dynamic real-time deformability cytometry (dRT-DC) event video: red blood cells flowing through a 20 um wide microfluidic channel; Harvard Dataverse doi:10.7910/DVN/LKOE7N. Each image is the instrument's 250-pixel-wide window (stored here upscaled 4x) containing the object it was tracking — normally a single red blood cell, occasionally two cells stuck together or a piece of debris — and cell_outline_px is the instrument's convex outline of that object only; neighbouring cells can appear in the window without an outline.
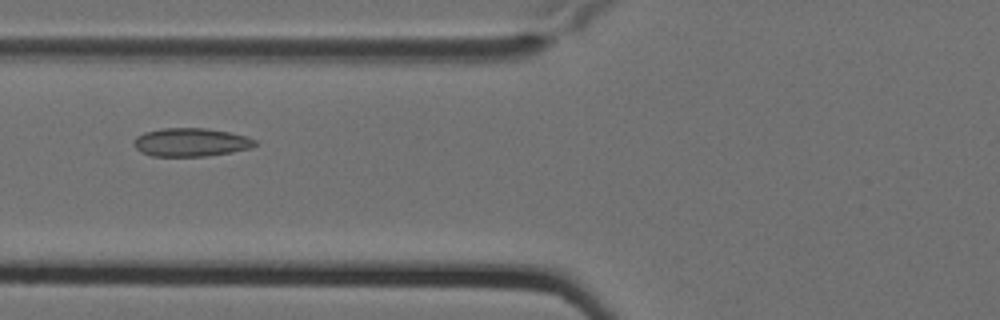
{"species": "Egyptian fruit bat (a non-hibernating species)", "species_latin": "Rousettus aegyptiacus", "temperature_condition": "cold", "stored_images_in_passage": 7, "camera_frame_rate_fps": 3000, "um_per_image_px": 0.085, "animal": {"sex": "female"}, "frame": {"image": 1, "passage_image": 4, "time_ms": 1.0, "image_size_px": [1000, 320], "cell_outline_px": [[260, 144], [252, 148], [232, 152], [208, 156], [152, 156], [140, 152], [132, 144], [136, 136], [144, 132], [160, 128], [208, 128], [248, 136], [256, 140]], "centroid_in_image_um": [16.25, 12.09], "position_along_channel_um": 109.6, "area_um2": 20.4}}
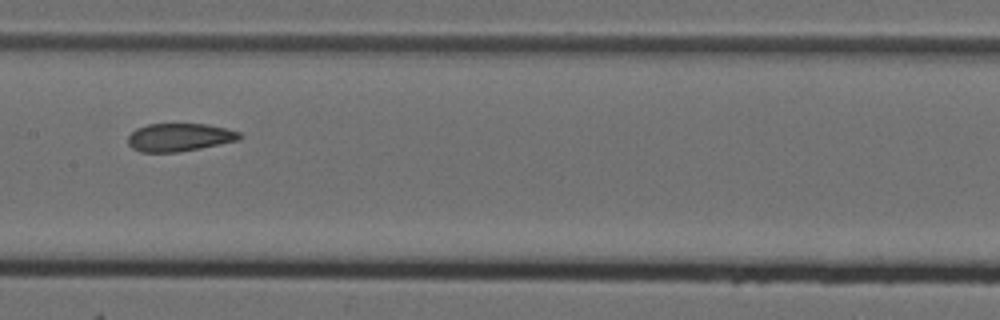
{"frame": {"image": 2, "passage_image": 6, "time_ms": 1.667, "image_size_px": [1000, 320], "cell_outline_px": [[240, 140], [200, 148], [176, 152], [140, 152], [132, 148], [128, 144], [128, 136], [136, 128], [148, 124], [208, 124], [240, 132]], "centroid_in_image_um": [15.23, 11.67], "position_along_channel_um": 192.2, "area_um2": 18.15}}
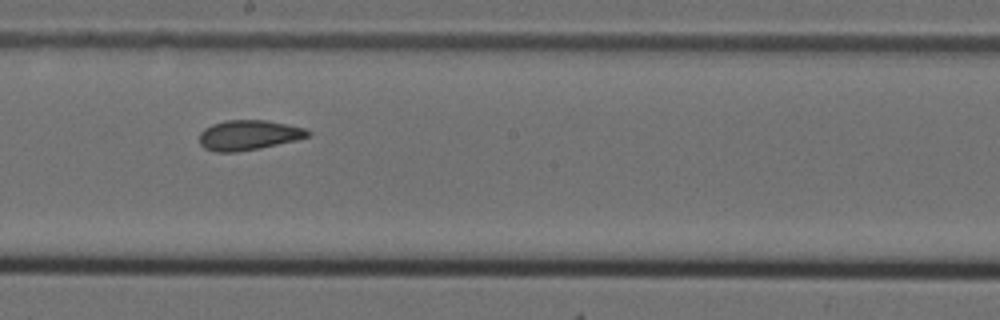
{"frame": {"image": 3, "passage_image": 7, "time_ms": 2.0, "image_size_px": [1000, 320], "cell_outline_px": [[312, 132], [308, 136], [296, 140], [260, 148], [236, 152], [216, 152], [204, 148], [200, 144], [200, 132], [204, 128], [212, 124], [228, 120], [264, 120], [304, 128]], "centroid_in_image_um": [21.1, 11.49], "position_along_channel_um": 227.1, "area_um2": 18.79}}